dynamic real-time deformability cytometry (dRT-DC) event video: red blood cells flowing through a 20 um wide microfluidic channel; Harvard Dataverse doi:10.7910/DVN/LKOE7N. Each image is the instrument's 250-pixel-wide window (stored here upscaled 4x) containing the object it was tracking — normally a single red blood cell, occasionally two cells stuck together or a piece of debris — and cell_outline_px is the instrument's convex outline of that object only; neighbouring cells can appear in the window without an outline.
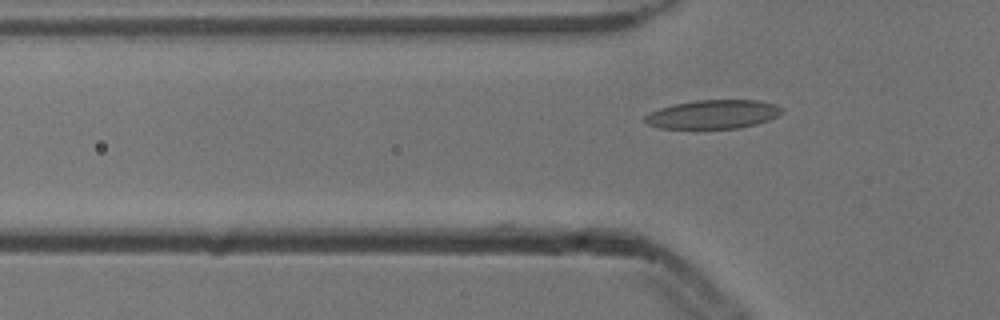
{"species": "common noctule bat (a hibernating species)", "species_latin": "Nyctalus noctula", "temperature_condition": "cold", "stored_images_in_passage": 8, "camera_frame_rate_fps": 3000, "um_per_image_px": 0.085, "animal": {"sex": "male", "body_mass_g": 13.3}, "frame": {"image": 1, "passage_image": 4, "time_ms": 1.0, "image_size_px": [1000, 320], "cell_outline_px": [[784, 112], [768, 120], [756, 124], [736, 128], [660, 128], [648, 124], [644, 120], [644, 116], [648, 112], [672, 104], [696, 100], [760, 100], [776, 104], [784, 108]], "centroid_in_image_um": [60.62, 9.7], "position_along_channel_um": 65.2, "area_um2": 23.06}}
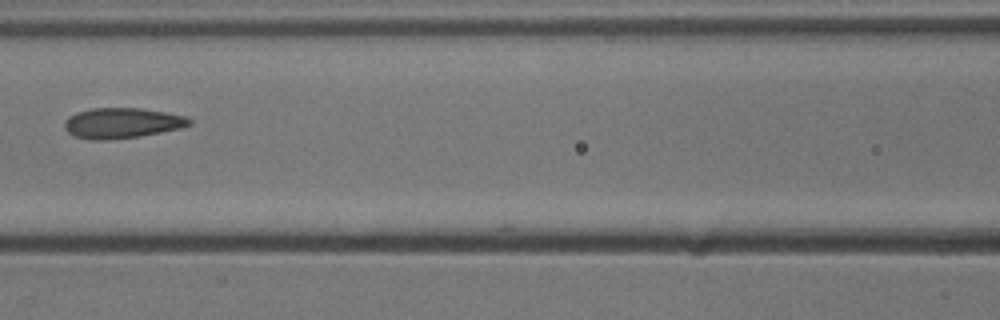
{"frame": {"image": 2, "passage_image": 6, "time_ms": 1.667, "image_size_px": [1000, 320], "cell_outline_px": [[192, 124], [180, 128], [140, 136], [108, 140], [92, 140], [72, 136], [64, 128], [64, 124], [68, 116], [76, 112], [92, 108], [140, 108], [164, 112], [184, 116], [192, 120]], "centroid_in_image_um": [10.33, 10.46], "position_along_channel_um": 156.3, "area_um2": 22.14}}
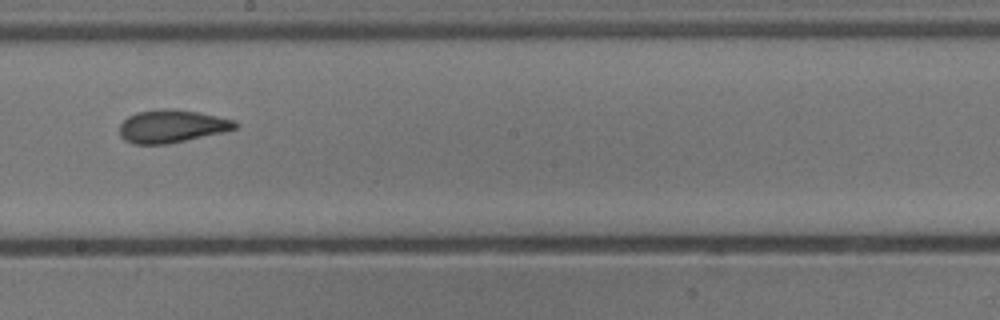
{"frame": {"image": 3, "passage_image": 8, "time_ms": 2.333, "image_size_px": [1000, 320], "cell_outline_px": [[240, 124], [236, 128], [224, 132], [168, 144], [132, 144], [124, 140], [120, 136], [120, 124], [128, 116], [136, 112], [160, 108], [176, 108], [200, 112], [236, 120]], "centroid_in_image_um": [14.62, 10.71], "position_along_channel_um": 233.6, "area_um2": 22.54}}